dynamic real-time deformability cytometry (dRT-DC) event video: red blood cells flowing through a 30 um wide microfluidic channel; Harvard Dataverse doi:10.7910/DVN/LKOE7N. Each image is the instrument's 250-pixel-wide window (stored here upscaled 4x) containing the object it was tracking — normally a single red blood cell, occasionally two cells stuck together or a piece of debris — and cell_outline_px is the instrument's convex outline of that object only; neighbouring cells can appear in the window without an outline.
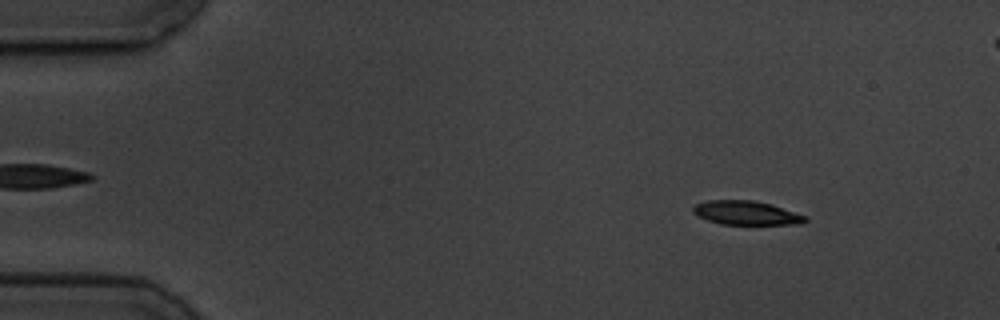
{"species": "common noctule bat (a hibernating species)", "species_latin": "Nyctalus noctula", "temperature_condition": "cold", "stored_images_in_passage": 5, "camera_frame_rate_fps": 3000, "um_per_image_px": 0.085, "animal": {"sex": "male", "body_mass_g": 19.5, "forearm_length_mm": 54.6}, "frame": {"image": 1, "passage_image": 2, "time_ms": 1.0, "image_size_px": [1000, 320], "cell_outline_px": [[808, 220], [800, 224], [720, 224], [708, 220], [692, 212], [692, 208], [696, 204], [708, 200], [752, 200], [772, 204], [808, 216]], "centroid_in_image_um": [63.47, 18.09], "position_along_channel_um": 21.5, "area_um2": 15.66}}